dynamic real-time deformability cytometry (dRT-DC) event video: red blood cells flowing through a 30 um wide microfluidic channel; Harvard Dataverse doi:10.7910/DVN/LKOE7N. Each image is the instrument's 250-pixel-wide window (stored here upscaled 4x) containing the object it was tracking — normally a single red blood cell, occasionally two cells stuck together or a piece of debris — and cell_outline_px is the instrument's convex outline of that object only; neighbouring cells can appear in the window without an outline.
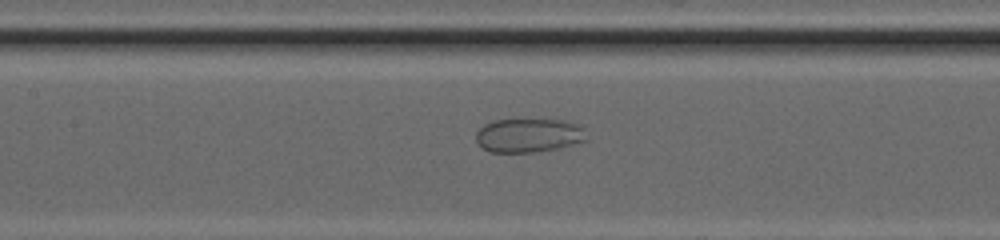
{"species": "common noctule bat (a hibernating species)", "species_latin": "Nyctalus noctula", "temperature_condition": "cold", "stored_images_in_passage": 43, "camera_frame_rate_fps": 3000, "um_per_image_px": 0.085, "animal": {"sex": "female", "body_mass_g": 20.0, "forearm_length_mm": 54.0}, "frame": {"image": 1, "passage_image": 22, "time_ms": 7.0, "image_size_px": [1000, 240], "cell_outline_px": [[588, 140], [560, 148], [536, 152], [488, 152], [476, 140], [476, 132], [484, 124], [496, 120], [564, 120], [576, 124], [584, 128]], "centroid_in_image_um": [44.97, 11.51], "position_along_channel_um": 162.4, "area_um2": 21.85}}
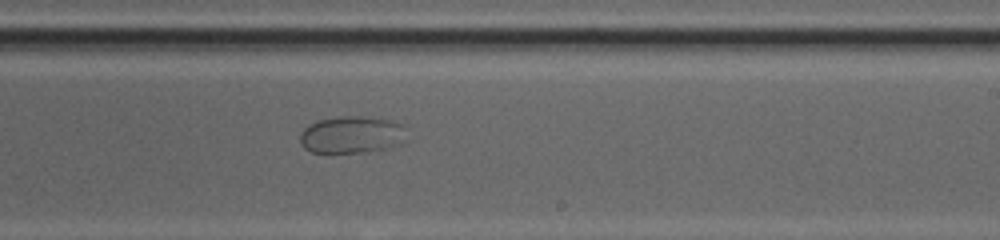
{"frame": {"image": 2, "passage_image": 29, "time_ms": 9.333, "image_size_px": [1000, 240], "cell_outline_px": [[408, 140], [400, 144], [384, 148], [364, 152], [312, 152], [304, 148], [300, 140], [300, 132], [304, 128], [320, 120], [336, 116], [364, 116], [392, 120], [404, 124]], "centroid_in_image_um": [29.96, 11.43], "position_along_channel_um": 259.0, "area_um2": 23.24}}
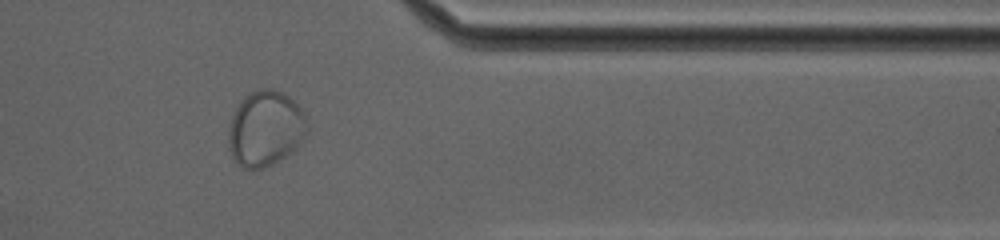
{"frame": {"image": 3, "passage_image": 39, "time_ms": 12.667, "image_size_px": [1000, 240], "cell_outline_px": [[308, 128], [300, 144], [280, 160], [272, 164], [260, 168], [244, 168], [232, 156], [228, 148], [228, 132], [232, 116], [236, 108], [252, 92], [260, 88], [272, 88], [288, 96], [304, 112]], "centroid_in_image_um": [22.57, 10.93], "position_along_channel_um": 388.8, "area_um2": 34.1}}